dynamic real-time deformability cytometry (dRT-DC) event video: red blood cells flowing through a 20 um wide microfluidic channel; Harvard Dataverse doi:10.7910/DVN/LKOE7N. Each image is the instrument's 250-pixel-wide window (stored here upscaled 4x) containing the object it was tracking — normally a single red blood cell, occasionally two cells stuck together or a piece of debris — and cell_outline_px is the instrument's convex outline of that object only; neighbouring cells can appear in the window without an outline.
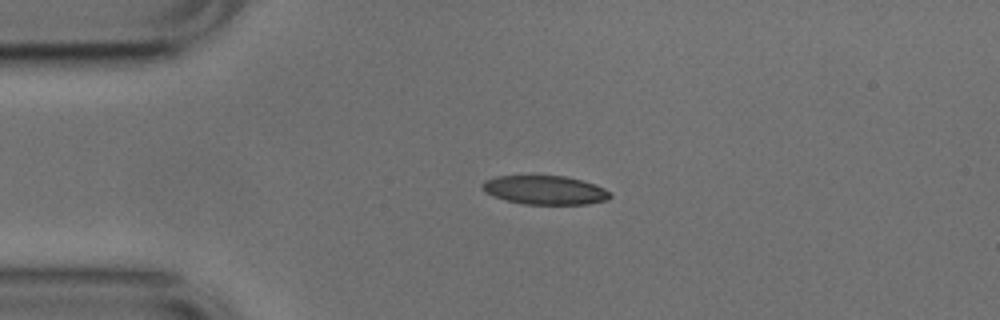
{"species": "common noctule bat (a hibernating species)", "species_latin": "Nyctalus noctula", "temperature_condition": "cold", "stored_images_in_passage": 46, "camera_frame_rate_fps": 3000, "um_per_image_px": 0.085, "animal": {"sex": "male", "body_mass_g": 17.9, "forearm_length_mm": 54.2}, "frame": {"image": 1, "passage_image": 10, "time_ms": 3.0, "image_size_px": [1000, 320], "cell_outline_px": [[612, 196], [608, 200], [588, 204], [524, 204], [508, 200], [496, 196], [480, 188], [480, 184], [484, 180], [496, 176], [564, 176], [596, 184], [604, 188]], "centroid_in_image_um": [46.33, 16.15], "position_along_channel_um": 38.7, "area_um2": 21.33}}
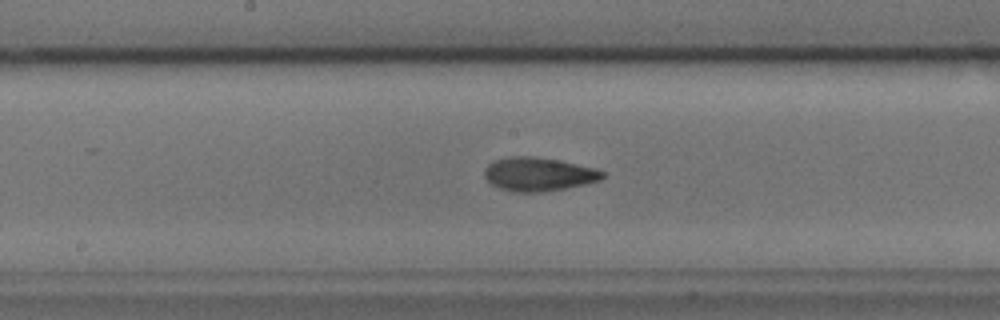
{"frame": {"image": 2, "passage_image": 25, "time_ms": 8.0, "image_size_px": [1000, 320], "cell_outline_px": [[604, 176], [600, 180], [584, 184], [564, 188], [540, 192], [512, 192], [500, 188], [492, 184], [484, 176], [484, 168], [488, 164], [496, 160], [508, 156], [536, 156], [560, 160], [596, 168], [604, 172]], "centroid_in_image_um": [45.76, 14.79], "position_along_channel_um": 202.4, "area_um2": 23.18}}
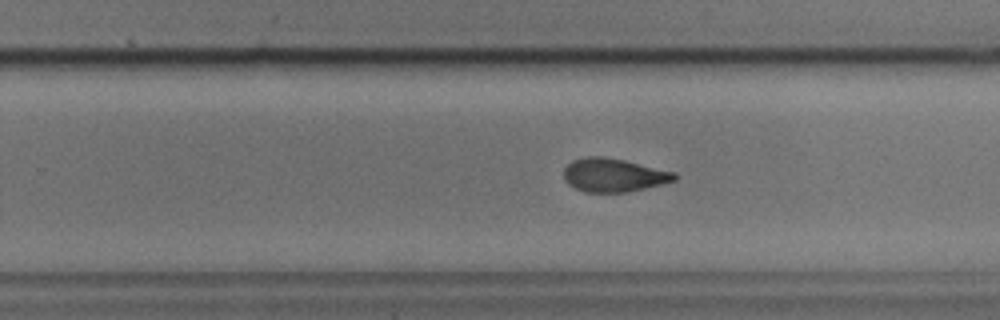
{"frame": {"image": 3, "passage_image": 31, "time_ms": 10.0, "image_size_px": [1000, 320], "cell_outline_px": [[680, 176], [676, 180], [628, 192], [584, 192], [568, 184], [564, 180], [564, 168], [572, 160], [584, 156], [604, 156], [624, 160], [676, 172]], "centroid_in_image_um": [52.16, 14.87], "position_along_channel_um": 277.6, "area_um2": 21.73}, "authors_computed_cell_mechanics": {"area_um2": 21.964, "velocity_mm_per_s": 3.785, "shape_relaxation_time_tau1_ms": 3.4901, "shape_relaxation_time_tau2_ms": 2.5885, "deformation_change_tau1": 0.1435, "deformation_change_tau2": 0.0754}}